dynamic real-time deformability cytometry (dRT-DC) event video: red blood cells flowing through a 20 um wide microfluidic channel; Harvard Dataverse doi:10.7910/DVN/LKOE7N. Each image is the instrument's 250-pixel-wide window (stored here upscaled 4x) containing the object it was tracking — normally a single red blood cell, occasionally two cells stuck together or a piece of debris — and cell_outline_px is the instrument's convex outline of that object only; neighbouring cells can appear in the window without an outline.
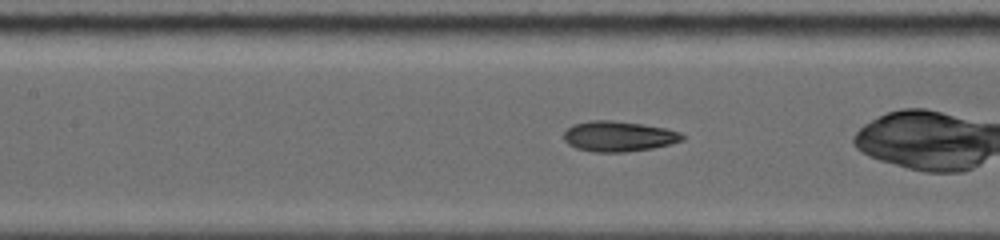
{"species": "common noctule bat (a hibernating species)", "species_latin": "Nyctalus noctula", "temperature_condition": "warm", "stored_images_in_passage": 25, "camera_frame_rate_fps": 5000, "um_per_image_px": 0.085, "animal": {"sex": "female", "body_mass_g": 19.0, "forearm_length_mm": 53.3}, "frame": {"image": 1, "passage_image": 11, "time_ms": 2.6, "image_size_px": [1000, 240], "cell_outline_px": [[684, 140], [652, 148], [624, 152], [592, 152], [576, 148], [568, 144], [564, 140], [564, 132], [568, 128], [576, 124], [592, 120], [612, 120], [640, 124], [664, 128], [680, 132], [684, 136]], "centroid_in_image_um": [52.56, 11.59], "position_along_channel_um": 154.8, "area_um2": 20.75}}